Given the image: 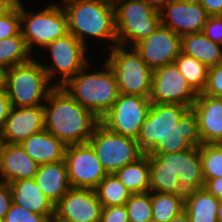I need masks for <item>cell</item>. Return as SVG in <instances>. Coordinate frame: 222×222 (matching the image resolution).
Instances as JSON below:
<instances>
[{
    "mask_svg": "<svg viewBox=\"0 0 222 222\" xmlns=\"http://www.w3.org/2000/svg\"><path fill=\"white\" fill-rule=\"evenodd\" d=\"M201 32L213 42L222 45V15L209 16Z\"/></svg>",
    "mask_w": 222,
    "mask_h": 222,
    "instance_id": "obj_37",
    "label": "cell"
},
{
    "mask_svg": "<svg viewBox=\"0 0 222 222\" xmlns=\"http://www.w3.org/2000/svg\"><path fill=\"white\" fill-rule=\"evenodd\" d=\"M197 96L175 63L153 70L151 103L181 104L191 109Z\"/></svg>",
    "mask_w": 222,
    "mask_h": 222,
    "instance_id": "obj_13",
    "label": "cell"
},
{
    "mask_svg": "<svg viewBox=\"0 0 222 222\" xmlns=\"http://www.w3.org/2000/svg\"><path fill=\"white\" fill-rule=\"evenodd\" d=\"M64 161L72 188L95 189L108 174L88 142L67 145Z\"/></svg>",
    "mask_w": 222,
    "mask_h": 222,
    "instance_id": "obj_12",
    "label": "cell"
},
{
    "mask_svg": "<svg viewBox=\"0 0 222 222\" xmlns=\"http://www.w3.org/2000/svg\"><path fill=\"white\" fill-rule=\"evenodd\" d=\"M37 57L34 56L26 63L7 69L5 91L10 106L35 107L44 105L46 97L55 87L49 81L47 73L39 61L41 56L37 55Z\"/></svg>",
    "mask_w": 222,
    "mask_h": 222,
    "instance_id": "obj_6",
    "label": "cell"
},
{
    "mask_svg": "<svg viewBox=\"0 0 222 222\" xmlns=\"http://www.w3.org/2000/svg\"><path fill=\"white\" fill-rule=\"evenodd\" d=\"M62 7L67 15L69 33L88 50L93 49L90 47L92 40L96 44L108 45L107 51L117 45L115 9L112 0H72Z\"/></svg>",
    "mask_w": 222,
    "mask_h": 222,
    "instance_id": "obj_3",
    "label": "cell"
},
{
    "mask_svg": "<svg viewBox=\"0 0 222 222\" xmlns=\"http://www.w3.org/2000/svg\"><path fill=\"white\" fill-rule=\"evenodd\" d=\"M180 73L185 77L191 88L197 93H203L208 77L209 68L196 58L180 51L174 60Z\"/></svg>",
    "mask_w": 222,
    "mask_h": 222,
    "instance_id": "obj_29",
    "label": "cell"
},
{
    "mask_svg": "<svg viewBox=\"0 0 222 222\" xmlns=\"http://www.w3.org/2000/svg\"><path fill=\"white\" fill-rule=\"evenodd\" d=\"M154 156L161 162V169H169L179 177L181 185L187 192L204 188L199 147L192 146L180 152L160 153Z\"/></svg>",
    "mask_w": 222,
    "mask_h": 222,
    "instance_id": "obj_17",
    "label": "cell"
},
{
    "mask_svg": "<svg viewBox=\"0 0 222 222\" xmlns=\"http://www.w3.org/2000/svg\"><path fill=\"white\" fill-rule=\"evenodd\" d=\"M191 109L198 119L202 144H215L222 140V98L198 94Z\"/></svg>",
    "mask_w": 222,
    "mask_h": 222,
    "instance_id": "obj_19",
    "label": "cell"
},
{
    "mask_svg": "<svg viewBox=\"0 0 222 222\" xmlns=\"http://www.w3.org/2000/svg\"><path fill=\"white\" fill-rule=\"evenodd\" d=\"M58 1H60V2H58ZM69 1H72V0H56V1L52 2V3L62 6L63 4H65L66 2H69Z\"/></svg>",
    "mask_w": 222,
    "mask_h": 222,
    "instance_id": "obj_48",
    "label": "cell"
},
{
    "mask_svg": "<svg viewBox=\"0 0 222 222\" xmlns=\"http://www.w3.org/2000/svg\"><path fill=\"white\" fill-rule=\"evenodd\" d=\"M209 16L222 15V0H197Z\"/></svg>",
    "mask_w": 222,
    "mask_h": 222,
    "instance_id": "obj_41",
    "label": "cell"
},
{
    "mask_svg": "<svg viewBox=\"0 0 222 222\" xmlns=\"http://www.w3.org/2000/svg\"><path fill=\"white\" fill-rule=\"evenodd\" d=\"M43 106L45 129L66 146L87 143L100 122L63 87H54Z\"/></svg>",
    "mask_w": 222,
    "mask_h": 222,
    "instance_id": "obj_2",
    "label": "cell"
},
{
    "mask_svg": "<svg viewBox=\"0 0 222 222\" xmlns=\"http://www.w3.org/2000/svg\"><path fill=\"white\" fill-rule=\"evenodd\" d=\"M100 222H129L125 205L103 207Z\"/></svg>",
    "mask_w": 222,
    "mask_h": 222,
    "instance_id": "obj_38",
    "label": "cell"
},
{
    "mask_svg": "<svg viewBox=\"0 0 222 222\" xmlns=\"http://www.w3.org/2000/svg\"><path fill=\"white\" fill-rule=\"evenodd\" d=\"M33 57L21 32L10 38L0 39V66L8 69L26 63Z\"/></svg>",
    "mask_w": 222,
    "mask_h": 222,
    "instance_id": "obj_30",
    "label": "cell"
},
{
    "mask_svg": "<svg viewBox=\"0 0 222 222\" xmlns=\"http://www.w3.org/2000/svg\"><path fill=\"white\" fill-rule=\"evenodd\" d=\"M150 191L174 195H186L187 191L181 185L179 177L169 169H161V162L149 155Z\"/></svg>",
    "mask_w": 222,
    "mask_h": 222,
    "instance_id": "obj_27",
    "label": "cell"
},
{
    "mask_svg": "<svg viewBox=\"0 0 222 222\" xmlns=\"http://www.w3.org/2000/svg\"><path fill=\"white\" fill-rule=\"evenodd\" d=\"M181 37L168 27L160 25L152 34L133 47L144 62L155 70L174 63L181 51Z\"/></svg>",
    "mask_w": 222,
    "mask_h": 222,
    "instance_id": "obj_16",
    "label": "cell"
},
{
    "mask_svg": "<svg viewBox=\"0 0 222 222\" xmlns=\"http://www.w3.org/2000/svg\"><path fill=\"white\" fill-rule=\"evenodd\" d=\"M150 107L149 97L119 94L118 99L100 122L115 133L137 139Z\"/></svg>",
    "mask_w": 222,
    "mask_h": 222,
    "instance_id": "obj_11",
    "label": "cell"
},
{
    "mask_svg": "<svg viewBox=\"0 0 222 222\" xmlns=\"http://www.w3.org/2000/svg\"><path fill=\"white\" fill-rule=\"evenodd\" d=\"M181 52L196 58L208 68L222 62V45L213 42L202 32L181 36Z\"/></svg>",
    "mask_w": 222,
    "mask_h": 222,
    "instance_id": "obj_24",
    "label": "cell"
},
{
    "mask_svg": "<svg viewBox=\"0 0 222 222\" xmlns=\"http://www.w3.org/2000/svg\"><path fill=\"white\" fill-rule=\"evenodd\" d=\"M114 174L132 194L149 192V155L144 154L137 161L125 165Z\"/></svg>",
    "mask_w": 222,
    "mask_h": 222,
    "instance_id": "obj_26",
    "label": "cell"
},
{
    "mask_svg": "<svg viewBox=\"0 0 222 222\" xmlns=\"http://www.w3.org/2000/svg\"><path fill=\"white\" fill-rule=\"evenodd\" d=\"M218 222H222V200H220L218 210H217Z\"/></svg>",
    "mask_w": 222,
    "mask_h": 222,
    "instance_id": "obj_47",
    "label": "cell"
},
{
    "mask_svg": "<svg viewBox=\"0 0 222 222\" xmlns=\"http://www.w3.org/2000/svg\"><path fill=\"white\" fill-rule=\"evenodd\" d=\"M44 52V56L49 57L47 58L48 63L42 60L40 63L47 73L49 81L55 87H62L93 58L88 56L93 51L90 52L70 33L48 44L38 55L40 53L42 55ZM89 57L91 59H88Z\"/></svg>",
    "mask_w": 222,
    "mask_h": 222,
    "instance_id": "obj_9",
    "label": "cell"
},
{
    "mask_svg": "<svg viewBox=\"0 0 222 222\" xmlns=\"http://www.w3.org/2000/svg\"><path fill=\"white\" fill-rule=\"evenodd\" d=\"M25 152L39 165L64 160L66 145L43 129L20 143Z\"/></svg>",
    "mask_w": 222,
    "mask_h": 222,
    "instance_id": "obj_22",
    "label": "cell"
},
{
    "mask_svg": "<svg viewBox=\"0 0 222 222\" xmlns=\"http://www.w3.org/2000/svg\"><path fill=\"white\" fill-rule=\"evenodd\" d=\"M161 25L180 37L200 33L209 15L197 0H169L159 9Z\"/></svg>",
    "mask_w": 222,
    "mask_h": 222,
    "instance_id": "obj_14",
    "label": "cell"
},
{
    "mask_svg": "<svg viewBox=\"0 0 222 222\" xmlns=\"http://www.w3.org/2000/svg\"><path fill=\"white\" fill-rule=\"evenodd\" d=\"M9 185L13 203L28 211L44 215L50 222L54 220L55 206L44 195L34 178L21 179Z\"/></svg>",
    "mask_w": 222,
    "mask_h": 222,
    "instance_id": "obj_21",
    "label": "cell"
},
{
    "mask_svg": "<svg viewBox=\"0 0 222 222\" xmlns=\"http://www.w3.org/2000/svg\"><path fill=\"white\" fill-rule=\"evenodd\" d=\"M20 30V0L5 16L0 17V39L18 35Z\"/></svg>",
    "mask_w": 222,
    "mask_h": 222,
    "instance_id": "obj_34",
    "label": "cell"
},
{
    "mask_svg": "<svg viewBox=\"0 0 222 222\" xmlns=\"http://www.w3.org/2000/svg\"><path fill=\"white\" fill-rule=\"evenodd\" d=\"M19 0H0V17L8 14L18 3Z\"/></svg>",
    "mask_w": 222,
    "mask_h": 222,
    "instance_id": "obj_43",
    "label": "cell"
},
{
    "mask_svg": "<svg viewBox=\"0 0 222 222\" xmlns=\"http://www.w3.org/2000/svg\"><path fill=\"white\" fill-rule=\"evenodd\" d=\"M102 61L101 70L96 65L92 67L90 65L92 61H89L62 86L81 106L91 111L98 119L109 111L120 94L112 69L104 59ZM91 68L95 69L92 71Z\"/></svg>",
    "mask_w": 222,
    "mask_h": 222,
    "instance_id": "obj_4",
    "label": "cell"
},
{
    "mask_svg": "<svg viewBox=\"0 0 222 222\" xmlns=\"http://www.w3.org/2000/svg\"><path fill=\"white\" fill-rule=\"evenodd\" d=\"M220 200L205 188L190 190L185 195L184 210L189 214L191 222H218Z\"/></svg>",
    "mask_w": 222,
    "mask_h": 222,
    "instance_id": "obj_25",
    "label": "cell"
},
{
    "mask_svg": "<svg viewBox=\"0 0 222 222\" xmlns=\"http://www.w3.org/2000/svg\"><path fill=\"white\" fill-rule=\"evenodd\" d=\"M108 52L104 60L115 75L119 93L150 97L153 70L134 47L117 44Z\"/></svg>",
    "mask_w": 222,
    "mask_h": 222,
    "instance_id": "obj_8",
    "label": "cell"
},
{
    "mask_svg": "<svg viewBox=\"0 0 222 222\" xmlns=\"http://www.w3.org/2000/svg\"><path fill=\"white\" fill-rule=\"evenodd\" d=\"M204 94L222 98V62L210 67Z\"/></svg>",
    "mask_w": 222,
    "mask_h": 222,
    "instance_id": "obj_36",
    "label": "cell"
},
{
    "mask_svg": "<svg viewBox=\"0 0 222 222\" xmlns=\"http://www.w3.org/2000/svg\"><path fill=\"white\" fill-rule=\"evenodd\" d=\"M45 129L44 106H11L0 132V142L20 144L29 136Z\"/></svg>",
    "mask_w": 222,
    "mask_h": 222,
    "instance_id": "obj_18",
    "label": "cell"
},
{
    "mask_svg": "<svg viewBox=\"0 0 222 222\" xmlns=\"http://www.w3.org/2000/svg\"><path fill=\"white\" fill-rule=\"evenodd\" d=\"M23 1L20 0V30L34 56L38 55V50L69 33L68 19L61 5L48 2L41 10L30 11Z\"/></svg>",
    "mask_w": 222,
    "mask_h": 222,
    "instance_id": "obj_5",
    "label": "cell"
},
{
    "mask_svg": "<svg viewBox=\"0 0 222 222\" xmlns=\"http://www.w3.org/2000/svg\"><path fill=\"white\" fill-rule=\"evenodd\" d=\"M102 208L95 189L71 188L55 205L52 222H100Z\"/></svg>",
    "mask_w": 222,
    "mask_h": 222,
    "instance_id": "obj_15",
    "label": "cell"
},
{
    "mask_svg": "<svg viewBox=\"0 0 222 222\" xmlns=\"http://www.w3.org/2000/svg\"><path fill=\"white\" fill-rule=\"evenodd\" d=\"M129 222L152 221L151 191L131 194L125 204Z\"/></svg>",
    "mask_w": 222,
    "mask_h": 222,
    "instance_id": "obj_33",
    "label": "cell"
},
{
    "mask_svg": "<svg viewBox=\"0 0 222 222\" xmlns=\"http://www.w3.org/2000/svg\"><path fill=\"white\" fill-rule=\"evenodd\" d=\"M2 222H50L44 215L26 210L12 202Z\"/></svg>",
    "mask_w": 222,
    "mask_h": 222,
    "instance_id": "obj_35",
    "label": "cell"
},
{
    "mask_svg": "<svg viewBox=\"0 0 222 222\" xmlns=\"http://www.w3.org/2000/svg\"><path fill=\"white\" fill-rule=\"evenodd\" d=\"M199 154L202 161L204 179H215L222 176V145L201 144Z\"/></svg>",
    "mask_w": 222,
    "mask_h": 222,
    "instance_id": "obj_32",
    "label": "cell"
},
{
    "mask_svg": "<svg viewBox=\"0 0 222 222\" xmlns=\"http://www.w3.org/2000/svg\"><path fill=\"white\" fill-rule=\"evenodd\" d=\"M88 143L108 174L115 173L144 155L136 139L115 133L101 122L96 125Z\"/></svg>",
    "mask_w": 222,
    "mask_h": 222,
    "instance_id": "obj_10",
    "label": "cell"
},
{
    "mask_svg": "<svg viewBox=\"0 0 222 222\" xmlns=\"http://www.w3.org/2000/svg\"><path fill=\"white\" fill-rule=\"evenodd\" d=\"M148 3L153 4L156 8H160L162 5H164L166 2H168L169 0H145Z\"/></svg>",
    "mask_w": 222,
    "mask_h": 222,
    "instance_id": "obj_46",
    "label": "cell"
},
{
    "mask_svg": "<svg viewBox=\"0 0 222 222\" xmlns=\"http://www.w3.org/2000/svg\"><path fill=\"white\" fill-rule=\"evenodd\" d=\"M204 188L214 197L222 200V176L215 179H204Z\"/></svg>",
    "mask_w": 222,
    "mask_h": 222,
    "instance_id": "obj_40",
    "label": "cell"
},
{
    "mask_svg": "<svg viewBox=\"0 0 222 222\" xmlns=\"http://www.w3.org/2000/svg\"><path fill=\"white\" fill-rule=\"evenodd\" d=\"M102 207L125 205L132 194L113 174H107L95 188Z\"/></svg>",
    "mask_w": 222,
    "mask_h": 222,
    "instance_id": "obj_31",
    "label": "cell"
},
{
    "mask_svg": "<svg viewBox=\"0 0 222 222\" xmlns=\"http://www.w3.org/2000/svg\"><path fill=\"white\" fill-rule=\"evenodd\" d=\"M152 221L169 222L179 215L185 206V195L151 191Z\"/></svg>",
    "mask_w": 222,
    "mask_h": 222,
    "instance_id": "obj_28",
    "label": "cell"
},
{
    "mask_svg": "<svg viewBox=\"0 0 222 222\" xmlns=\"http://www.w3.org/2000/svg\"><path fill=\"white\" fill-rule=\"evenodd\" d=\"M144 154L174 153L199 147L202 139L196 114L188 106L151 103L136 139Z\"/></svg>",
    "mask_w": 222,
    "mask_h": 222,
    "instance_id": "obj_1",
    "label": "cell"
},
{
    "mask_svg": "<svg viewBox=\"0 0 222 222\" xmlns=\"http://www.w3.org/2000/svg\"><path fill=\"white\" fill-rule=\"evenodd\" d=\"M34 179L54 206L72 188L64 160L39 165Z\"/></svg>",
    "mask_w": 222,
    "mask_h": 222,
    "instance_id": "obj_23",
    "label": "cell"
},
{
    "mask_svg": "<svg viewBox=\"0 0 222 222\" xmlns=\"http://www.w3.org/2000/svg\"><path fill=\"white\" fill-rule=\"evenodd\" d=\"M12 192L9 183L0 181V222L3 221L5 214L11 207Z\"/></svg>",
    "mask_w": 222,
    "mask_h": 222,
    "instance_id": "obj_39",
    "label": "cell"
},
{
    "mask_svg": "<svg viewBox=\"0 0 222 222\" xmlns=\"http://www.w3.org/2000/svg\"><path fill=\"white\" fill-rule=\"evenodd\" d=\"M10 102L5 90H0V132L4 127L9 109Z\"/></svg>",
    "mask_w": 222,
    "mask_h": 222,
    "instance_id": "obj_42",
    "label": "cell"
},
{
    "mask_svg": "<svg viewBox=\"0 0 222 222\" xmlns=\"http://www.w3.org/2000/svg\"><path fill=\"white\" fill-rule=\"evenodd\" d=\"M39 164L20 144L0 142V181L12 183L21 179L34 178Z\"/></svg>",
    "mask_w": 222,
    "mask_h": 222,
    "instance_id": "obj_20",
    "label": "cell"
},
{
    "mask_svg": "<svg viewBox=\"0 0 222 222\" xmlns=\"http://www.w3.org/2000/svg\"><path fill=\"white\" fill-rule=\"evenodd\" d=\"M6 75L7 69L0 66V90H5L6 88Z\"/></svg>",
    "mask_w": 222,
    "mask_h": 222,
    "instance_id": "obj_45",
    "label": "cell"
},
{
    "mask_svg": "<svg viewBox=\"0 0 222 222\" xmlns=\"http://www.w3.org/2000/svg\"><path fill=\"white\" fill-rule=\"evenodd\" d=\"M169 222H191L189 214L183 210L179 215L173 217Z\"/></svg>",
    "mask_w": 222,
    "mask_h": 222,
    "instance_id": "obj_44",
    "label": "cell"
},
{
    "mask_svg": "<svg viewBox=\"0 0 222 222\" xmlns=\"http://www.w3.org/2000/svg\"><path fill=\"white\" fill-rule=\"evenodd\" d=\"M117 44L133 47L160 25L158 8L145 0H113Z\"/></svg>",
    "mask_w": 222,
    "mask_h": 222,
    "instance_id": "obj_7",
    "label": "cell"
}]
</instances>
